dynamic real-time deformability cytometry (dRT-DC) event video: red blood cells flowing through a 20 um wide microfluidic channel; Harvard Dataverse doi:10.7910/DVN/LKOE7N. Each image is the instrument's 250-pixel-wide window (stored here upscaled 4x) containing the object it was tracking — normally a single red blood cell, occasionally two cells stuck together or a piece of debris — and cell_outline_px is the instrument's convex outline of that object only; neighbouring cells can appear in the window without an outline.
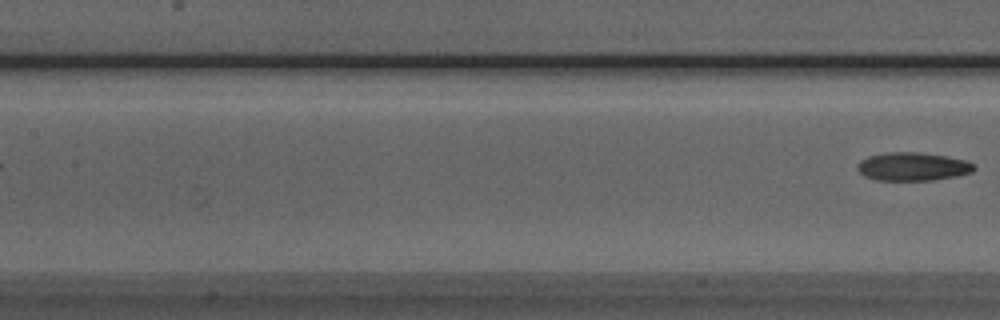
{"species": "Egyptian fruit bat (a non-hibernating species)", "species_latin": "Rousettus aegyptiacus", "temperature_condition": "room temperature", "stored_images_in_passage": 7, "camera_frame_rate_fps": 3000, "um_per_image_px": 0.085, "animal": {"sex": "male"}, "frame": {"image": 1, "passage_image": 7, "time_ms": 8.0, "image_size_px": [1000, 320], "cell_outline_px": [[976, 168], [972, 172], [956, 176], [932, 180], [876, 180], [864, 176], [856, 168], [860, 160], [868, 156], [888, 152], [920, 152], [944, 156], [964, 160], [976, 164]], "centroid_in_image_um": [77.57, 14.16], "position_along_channel_um": 129.8, "area_um2": 19.25}}